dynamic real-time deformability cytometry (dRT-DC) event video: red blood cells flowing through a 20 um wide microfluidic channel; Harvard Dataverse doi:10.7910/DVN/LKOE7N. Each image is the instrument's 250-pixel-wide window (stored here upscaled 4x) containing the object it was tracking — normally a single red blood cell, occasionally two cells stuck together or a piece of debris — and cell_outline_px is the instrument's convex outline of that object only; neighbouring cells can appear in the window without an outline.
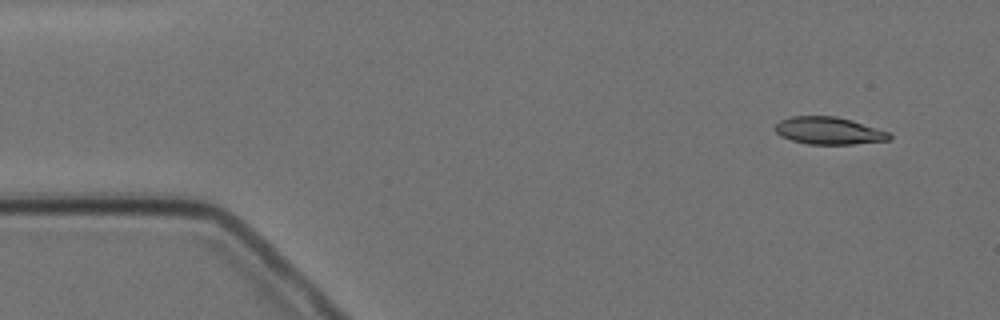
{"species": "Egyptian fruit bat (a non-hibernating species)", "species_latin": "Rousettus aegyptiacus", "temperature_condition": "cold", "stored_images_in_passage": 4, "camera_frame_rate_fps": 3000, "um_per_image_px": 0.085, "animal": {"sex": "female"}, "frame": {"image": 1, "passage_image": 1, "time_ms": 0.0, "image_size_px": [1000, 320], "cell_outline_px": [[892, 140], [852, 144], [808, 144], [792, 140], [780, 136], [776, 132], [776, 124], [780, 120], [792, 116], [836, 116], [852, 120], [892, 132]], "centroid_in_image_um": [70.51, 11.11], "position_along_channel_um": 14.5, "area_um2": 18.38}}
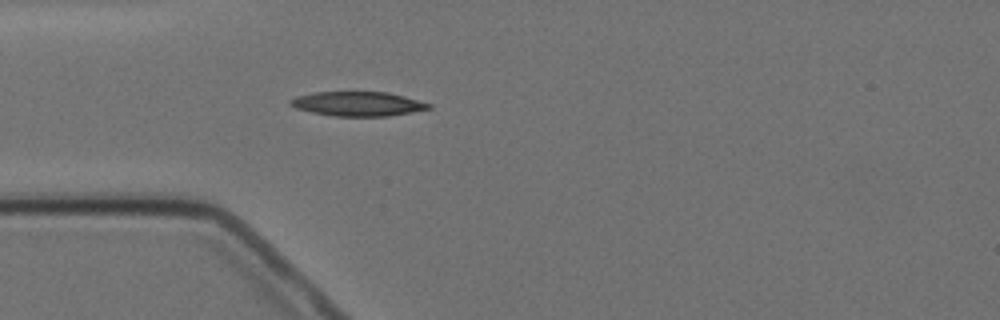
{"frame": {"image": 2, "passage_image": 4, "time_ms": 3.667, "image_size_px": [1000, 320], "cell_outline_px": [[432, 108], [412, 112], [388, 116], [332, 116], [312, 112], [296, 108], [288, 104], [288, 100], [296, 96], [316, 92], [388, 92], [404, 96], [432, 104]], "centroid_in_image_um": [30.4, 8.82], "position_along_channel_um": 54.6, "area_um2": 19.71}}